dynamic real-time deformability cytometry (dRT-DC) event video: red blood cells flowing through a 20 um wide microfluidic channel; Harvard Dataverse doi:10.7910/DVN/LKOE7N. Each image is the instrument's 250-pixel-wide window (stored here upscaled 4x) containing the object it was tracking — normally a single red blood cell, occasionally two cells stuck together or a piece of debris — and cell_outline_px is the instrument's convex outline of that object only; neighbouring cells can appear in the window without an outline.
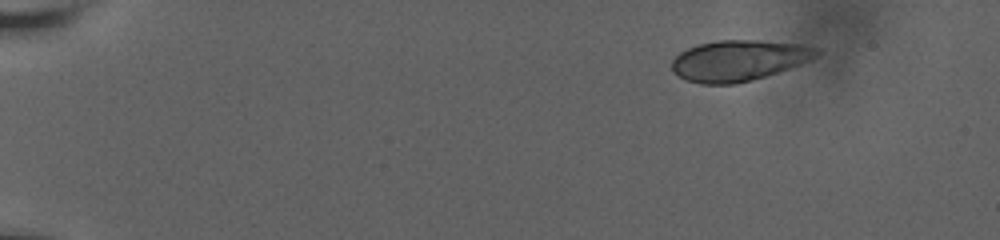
{"species": "human", "species_latin": "Homo sapiens", "temperature_condition": "room temperature", "stored_images_in_passage": 52, "camera_frame_rate_fps": 3000, "um_per_image_px": 0.085, "donor": {"sex": "male"}, "frame": {"image": 1, "passage_image": 1, "time_ms": 0.0, "image_size_px": [1000, 240], "cell_outline_px": [[820, 52], [796, 64], [776, 72], [752, 80], [736, 84], [700, 84], [684, 80], [672, 72], [672, 60], [680, 52], [688, 48], [700, 44], [720, 40], [760, 40], [796, 44], [820, 48]], "centroid_in_image_um": [62.68, 5.15], "position_along_channel_um": 22.3, "area_um2": 33.81}}
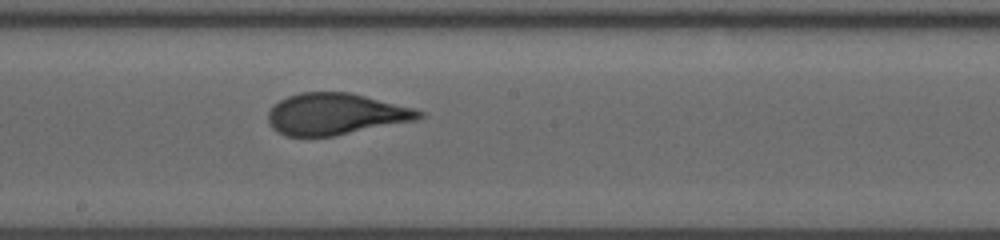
{"frame": {"image": 2, "passage_image": 28, "time_ms": 9.0, "image_size_px": [1000, 240], "cell_outline_px": [[424, 116], [416, 120], [332, 136], [284, 136], [276, 132], [272, 128], [268, 120], [268, 112], [280, 100], [288, 96], [300, 92], [348, 92], [416, 108], [424, 112]], "centroid_in_image_um": [28.53, 9.69], "position_along_channel_um": 219.7, "area_um2": 36.36}}
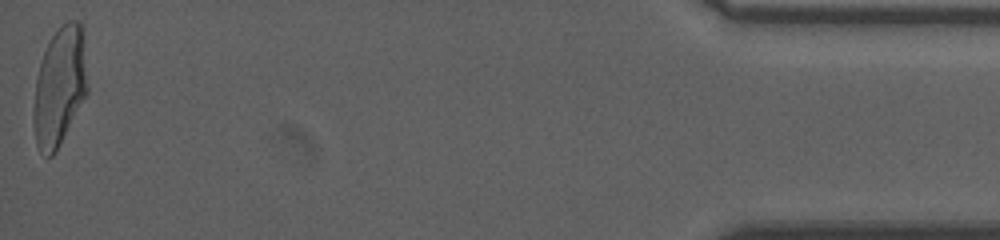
{"frame": {"image": 3, "passage_image": 52, "time_ms": 17.0, "image_size_px": [1000, 240], "cell_outline_px": [[88, 92], [52, 156], [48, 156], [40, 152], [36, 144], [32, 120], [36, 76], [44, 52], [52, 36], [68, 20], [80, 20], [84, 32], [88, 88]], "centroid_in_image_um": [5.07, 7.31], "position_along_channel_um": 430.1, "area_um2": 37.22}, "authors_computed_cell_mechanics": {"area_um2": 36.5874, "velocity_mm_per_s": 3.6688, "shape_relaxation_time_tau1_ms": 6.3451, "shape_relaxation_time_tau2_ms": null, "deformation_change_tau1": 0.2223, "deformation_change_tau2": null}}